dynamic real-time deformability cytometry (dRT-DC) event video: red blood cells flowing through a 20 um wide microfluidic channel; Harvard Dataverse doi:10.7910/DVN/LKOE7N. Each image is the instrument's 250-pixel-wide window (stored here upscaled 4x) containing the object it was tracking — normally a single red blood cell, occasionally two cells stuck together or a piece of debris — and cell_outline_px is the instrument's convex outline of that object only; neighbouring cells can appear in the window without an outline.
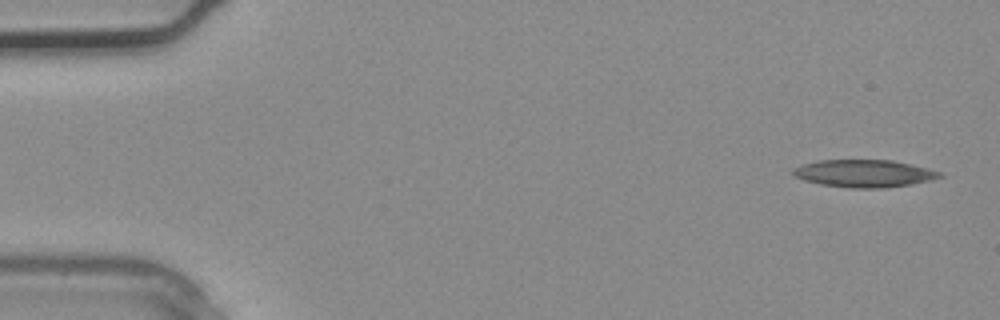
{"species": "common noctule bat (a hibernating species)", "species_latin": "Nyctalus noctula", "temperature_condition": "warm", "stored_images_in_passage": 3, "camera_frame_rate_fps": 3000, "um_per_image_px": 0.085, "animal": {"sex": "male", "body_mass_g": 20.4}, "frame": {"image": 1, "passage_image": 1, "time_ms": 0.0, "image_size_px": [1000, 320], "cell_outline_px": [[944, 176], [932, 180], [884, 188], [852, 188], [820, 184], [804, 180], [796, 176], [792, 172], [792, 168], [816, 160], [892, 160], [940, 172]], "centroid_in_image_um": [73.41, 14.74], "position_along_channel_um": 11.6, "area_um2": 23.18}}
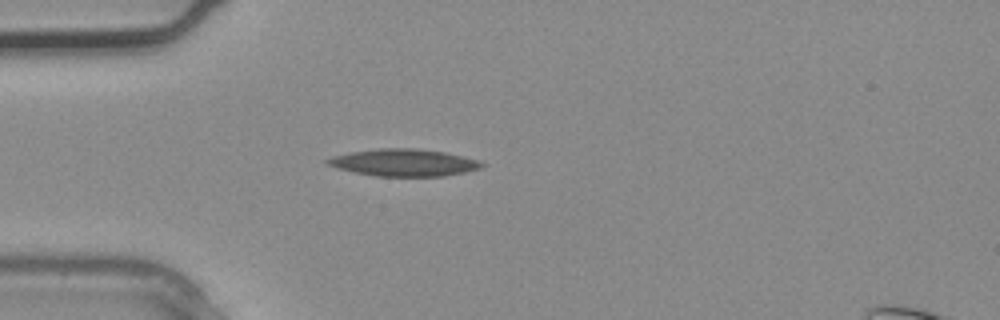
{"frame": {"image": 2, "passage_image": 3, "time_ms": 0.667, "image_size_px": [1000, 320], "cell_outline_px": [[488, 164], [480, 168], [464, 172], [444, 176], [376, 176], [336, 168], [324, 164], [324, 160], [332, 156], [348, 152], [376, 148], [416, 148], [444, 152], [480, 160]], "centroid_in_image_um": [34.3, 13.81], "position_along_channel_um": 50.7, "area_um2": 24.62}}